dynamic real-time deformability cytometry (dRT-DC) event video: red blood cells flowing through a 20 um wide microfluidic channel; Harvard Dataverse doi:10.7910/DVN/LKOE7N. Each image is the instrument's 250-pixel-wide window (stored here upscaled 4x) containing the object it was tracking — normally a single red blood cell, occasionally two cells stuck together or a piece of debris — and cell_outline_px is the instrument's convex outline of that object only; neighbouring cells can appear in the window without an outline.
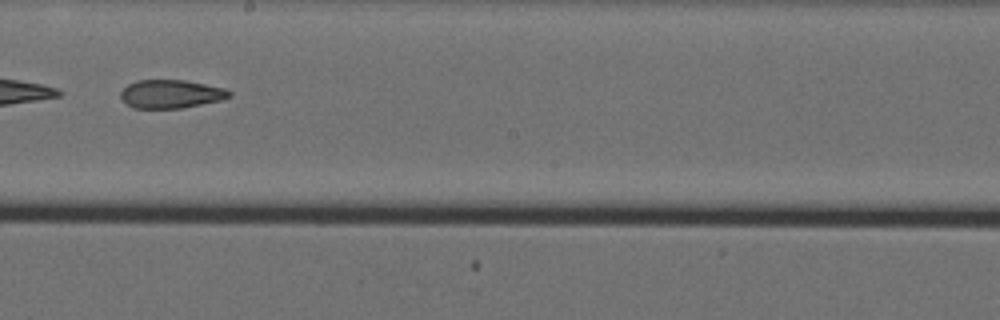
{"species": "Egyptian fruit bat (a non-hibernating species)", "species_latin": "Rousettus aegyptiacus", "temperature_condition": "cold", "stored_images_in_passage": 37, "camera_frame_rate_fps": 3000, "um_per_image_px": 0.085, "animal": {"sex": "female"}, "frame": {"image": 1, "passage_image": 16, "time_ms": 5.0, "image_size_px": [1000, 320], "cell_outline_px": [[232, 96], [220, 100], [180, 108], [132, 108], [120, 96], [120, 92], [128, 84], [136, 80], [184, 80], [224, 88], [232, 92]], "centroid_in_image_um": [14.52, 7.98], "position_along_channel_um": 233.7, "area_um2": 17.8}, "authors_computed_cell_mechanics": {"area_um2": 18.9584, "velocity_mm_per_s": 3.5767, "shape_relaxation_time_tau1_ms": 0.2191, "shape_relaxation_time_tau2_ms": 3.6352, "deformation_change_tau1": 0.2759, "deformation_change_tau2": 0.1173}}